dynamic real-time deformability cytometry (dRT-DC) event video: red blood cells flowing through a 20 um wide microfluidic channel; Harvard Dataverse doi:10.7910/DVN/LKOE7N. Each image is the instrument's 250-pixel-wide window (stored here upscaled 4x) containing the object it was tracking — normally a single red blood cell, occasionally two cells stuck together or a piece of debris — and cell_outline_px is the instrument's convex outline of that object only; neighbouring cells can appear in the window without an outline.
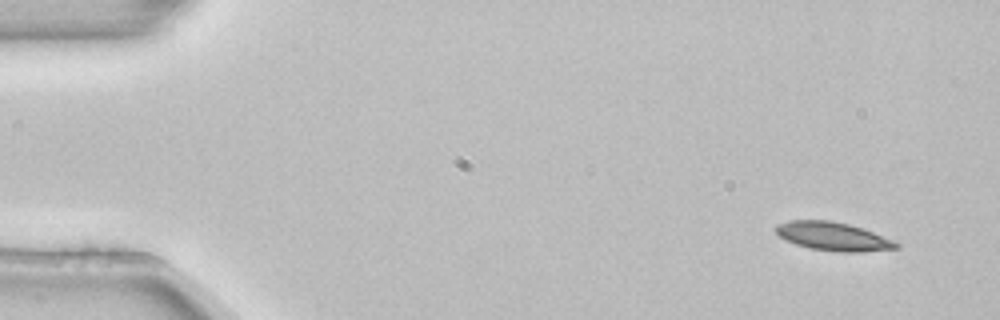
{"species": "common noctule bat (a hibernating species)", "species_latin": "Nyctalus noctula", "temperature_condition": "room temperature", "stored_images_in_passage": 4, "camera_frame_rate_fps": 3000, "um_per_image_px": 0.085, "animal": {"sex": "female", "body_mass_g": 22.7, "forearm_length_mm": 54.2}, "frame": {"image": 1, "passage_image": 1, "time_ms": 0.0, "image_size_px": [1000, 320], "cell_outline_px": [[900, 248], [860, 252], [836, 252], [812, 248], [796, 244], [780, 236], [776, 232], [776, 224], [788, 220], [828, 220], [848, 224], [872, 232], [892, 240], [900, 244]], "centroid_in_image_um": [70.81, 20.09], "position_along_channel_um": 14.2, "area_um2": 19.71}}
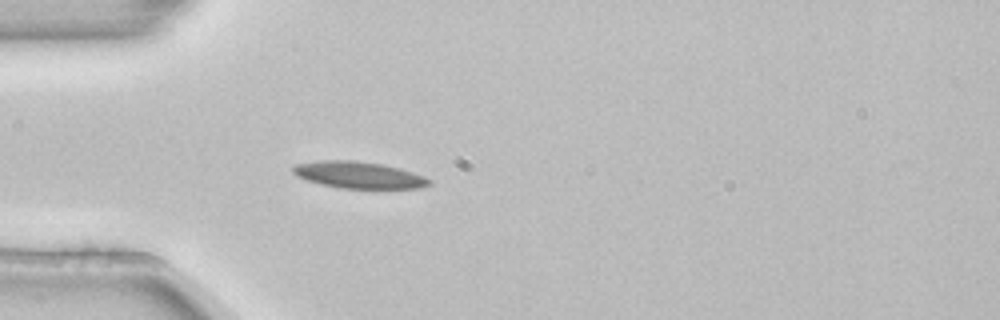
{"frame": {"image": 2, "passage_image": 4, "time_ms": 1.0, "image_size_px": [1000, 320], "cell_outline_px": [[432, 184], [420, 188], [340, 188], [320, 184], [296, 176], [292, 172], [292, 168], [296, 164], [316, 160], [356, 160], [380, 164], [400, 168], [424, 176], [432, 180]], "centroid_in_image_um": [30.48, 14.86], "position_along_channel_um": 54.5, "area_um2": 21.27}}